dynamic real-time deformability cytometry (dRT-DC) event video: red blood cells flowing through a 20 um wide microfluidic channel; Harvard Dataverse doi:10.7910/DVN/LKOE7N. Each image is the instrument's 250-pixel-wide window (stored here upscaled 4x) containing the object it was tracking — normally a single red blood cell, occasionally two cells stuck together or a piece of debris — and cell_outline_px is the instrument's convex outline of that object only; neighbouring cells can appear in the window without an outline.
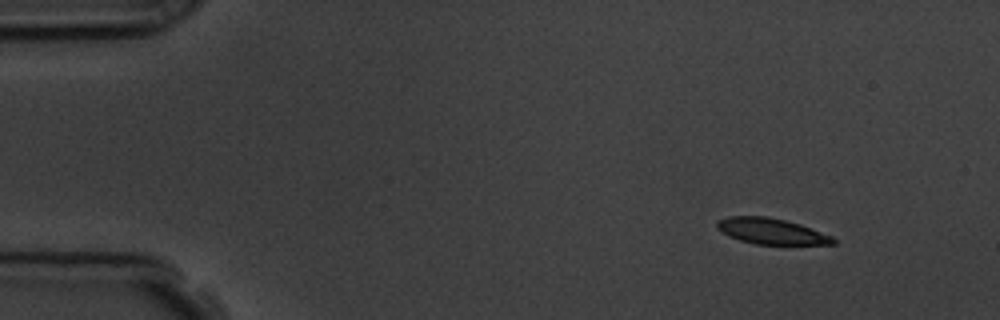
{"species": "common noctule bat (a hibernating species)", "species_latin": "Nyctalus noctula", "temperature_condition": "room temperature", "stored_images_in_passage": 10, "camera_frame_rate_fps": 3000, "um_per_image_px": 0.085, "animal": {"sex": "male", "body_mass_g": 19.5, "forearm_length_mm": 54.6}, "frame": {"image": 1, "passage_image": 1, "time_ms": 0.0, "image_size_px": [1000, 320], "cell_outline_px": [[836, 244], [756, 244], [740, 240], [728, 236], [716, 228], [716, 220], [728, 216], [768, 216], [800, 224], [832, 236], [836, 240]], "centroid_in_image_um": [65.52, 19.64], "position_along_channel_um": 19.5, "area_um2": 17.51}}